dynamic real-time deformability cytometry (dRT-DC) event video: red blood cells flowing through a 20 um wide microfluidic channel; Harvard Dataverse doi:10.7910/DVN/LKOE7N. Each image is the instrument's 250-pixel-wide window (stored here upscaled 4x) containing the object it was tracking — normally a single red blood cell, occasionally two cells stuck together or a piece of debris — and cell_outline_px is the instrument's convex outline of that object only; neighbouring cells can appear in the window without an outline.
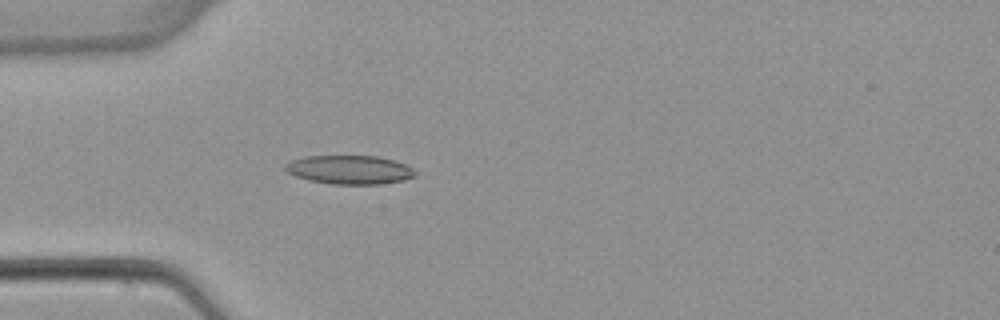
{"species": "common noctule bat (a hibernating species)", "species_latin": "Nyctalus noctula", "temperature_condition": "warm", "stored_images_in_passage": 4, "camera_frame_rate_fps": 3000, "um_per_image_px": 0.085, "animal": {"sex": "female", "body_mass_g": 22.7, "forearm_length_mm": 54.2}, "frame": {"image": 1, "passage_image": 4, "time_ms": 3.667, "image_size_px": [1000, 320], "cell_outline_px": [[416, 176], [404, 180], [380, 184], [332, 184], [308, 180], [284, 172], [284, 164], [292, 160], [304, 156], [380, 156], [404, 164], [412, 168], [416, 172]], "centroid_in_image_um": [29.68, 14.43], "position_along_channel_um": 55.3, "area_um2": 21.91}}